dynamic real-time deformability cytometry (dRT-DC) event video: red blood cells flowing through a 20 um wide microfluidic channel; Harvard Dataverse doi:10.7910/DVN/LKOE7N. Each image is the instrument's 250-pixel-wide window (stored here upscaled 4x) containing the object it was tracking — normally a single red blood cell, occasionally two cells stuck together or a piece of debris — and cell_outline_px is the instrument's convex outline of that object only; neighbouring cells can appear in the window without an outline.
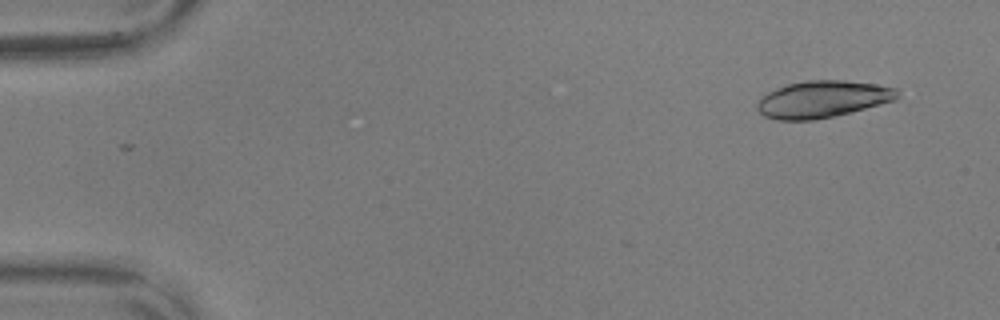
{"species": "common noctule bat (a hibernating species)", "species_latin": "Nyctalus noctula", "temperature_condition": "warm", "stored_images_in_passage": 10, "camera_frame_rate_fps": 3000, "um_per_image_px": 0.085, "animal": {"sex": "male", "body_mass_g": 17.9, "forearm_length_mm": 54.2}, "frame": {"image": 1, "passage_image": 4, "time_ms": 1.0, "image_size_px": [1000, 320], "cell_outline_px": [[900, 96], [896, 100], [832, 116], [812, 120], [776, 120], [764, 116], [756, 108], [756, 104], [768, 92], [776, 88], [788, 84], [808, 80], [844, 80], [876, 84], [900, 88]], "centroid_in_image_um": [69.95, 8.42], "position_along_channel_um": 15.0, "area_um2": 30.06}}